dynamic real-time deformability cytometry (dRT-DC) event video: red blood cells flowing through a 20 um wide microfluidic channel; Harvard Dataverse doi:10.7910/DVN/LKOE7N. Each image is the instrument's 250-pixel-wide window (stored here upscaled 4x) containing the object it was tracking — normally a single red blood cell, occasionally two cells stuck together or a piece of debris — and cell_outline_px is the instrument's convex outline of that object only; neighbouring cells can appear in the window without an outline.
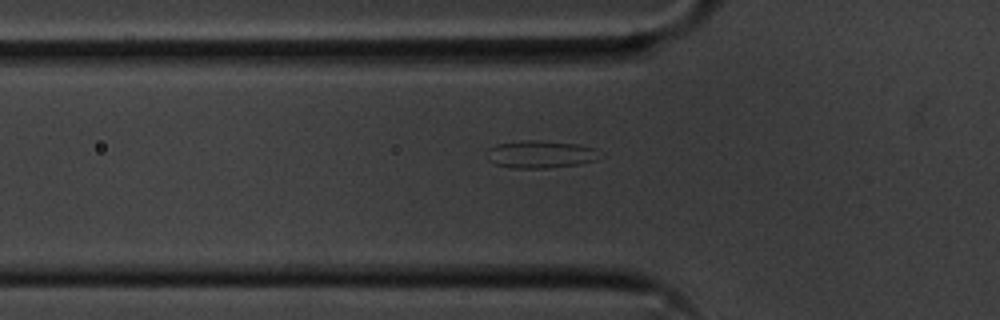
{"species": "common noctule bat (a hibernating species)", "species_latin": "Nyctalus noctula", "temperature_condition": "cold", "stored_images_in_passage": 39, "camera_frame_rate_fps": 3000, "um_per_image_px": 0.085, "animal": {"sex": "male", "body_mass_g": 20.1, "forearm_length_mm": 53.5}, "frame": {"image": 1, "passage_image": 8, "time_ms": 2.333, "image_size_px": [1000, 320], "cell_outline_px": [[604, 156], [596, 160], [580, 164], [548, 168], [516, 168], [496, 164], [488, 160], [484, 156], [488, 148], [496, 144], [524, 140], [540, 140], [576, 144], [596, 148]], "centroid_in_image_um": [45.96, 13.11], "position_along_channel_um": 79.8, "area_um2": 18.44}}
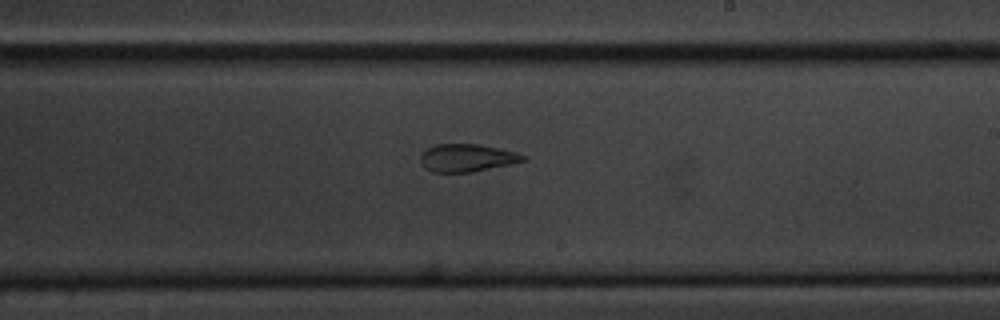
{"frame": {"image": 2, "passage_image": 22, "time_ms": 7.0, "image_size_px": [1000, 320], "cell_outline_px": [[524, 160], [508, 164], [472, 172], [432, 172], [424, 168], [420, 164], [420, 156], [428, 148], [436, 144], [480, 144], [516, 152], [524, 156]], "centroid_in_image_um": [39.62, 13.42], "position_along_channel_um": 249.4, "area_um2": 16.36}}
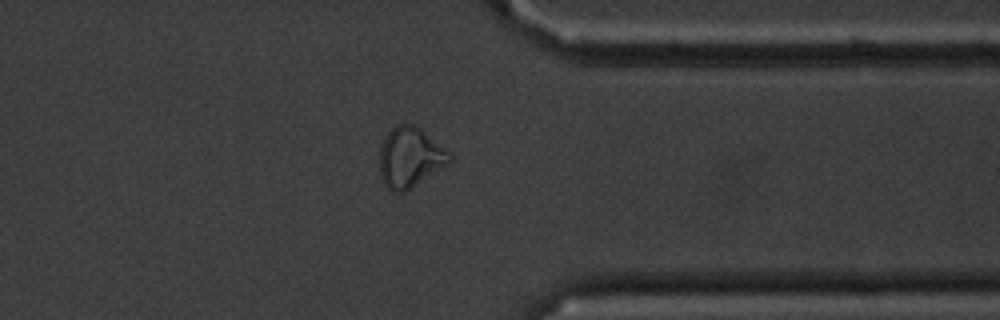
{"frame": {"image": 3, "passage_image": 33, "time_ms": 10.667, "image_size_px": [1000, 320], "cell_outline_px": [[452, 160], [448, 164], [404, 192], [392, 192], [384, 184], [380, 176], [380, 144], [388, 132], [396, 124], [404, 120], [420, 128], [452, 156]], "centroid_in_image_um": [34.81, 13.35], "position_along_channel_um": 376.6, "area_um2": 24.39}, "authors_computed_cell_mechanics": {"area_um2": 17.4556, "velocity_mm_per_s": 3.6232, "shape_relaxation_time_tau1_ms": null, "shape_relaxation_time_tau2_ms": 1.5396, "deformation_change_tau1": null, "deformation_change_tau2": 0.0849}}